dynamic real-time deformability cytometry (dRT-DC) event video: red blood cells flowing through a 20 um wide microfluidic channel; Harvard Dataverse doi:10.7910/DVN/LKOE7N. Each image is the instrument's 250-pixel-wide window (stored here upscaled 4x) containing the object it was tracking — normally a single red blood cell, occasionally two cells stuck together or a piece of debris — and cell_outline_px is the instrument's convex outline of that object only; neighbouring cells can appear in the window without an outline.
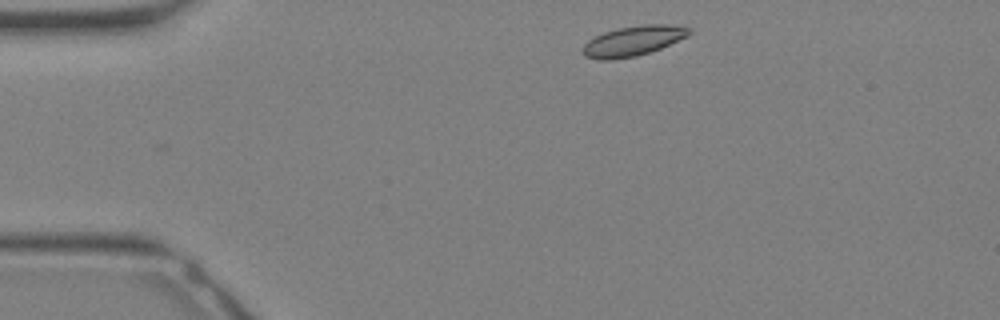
{"species": "Egyptian fruit bat (a non-hibernating species)", "species_latin": "Rousettus aegyptiacus", "temperature_condition": "warm", "stored_images_in_passage": 27, "camera_frame_rate_fps": 3000, "um_per_image_px": 0.085, "animal": {"sex": "female"}, "frame": {"image": 1, "passage_image": 1, "time_ms": 0.0, "image_size_px": [1000, 320], "cell_outline_px": [[692, 32], [688, 36], [660, 48], [636, 56], [612, 60], [600, 60], [584, 56], [580, 52], [584, 44], [588, 40], [604, 32], [620, 28], [644, 24], [668, 24], [688, 28]], "centroid_in_image_um": [53.77, 3.49], "position_along_channel_um": 31.2, "area_um2": 18.5}}
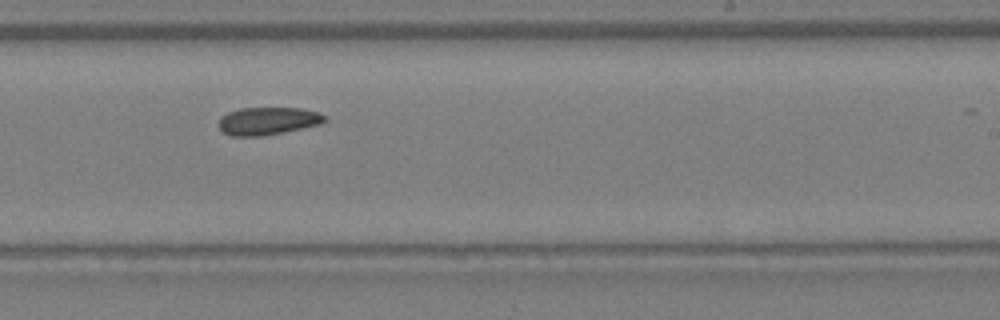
{"frame": {"image": 2, "passage_image": 15, "time_ms": 4.667, "image_size_px": [1000, 320], "cell_outline_px": [[324, 120], [320, 124], [284, 132], [260, 136], [232, 136], [224, 132], [216, 124], [220, 116], [228, 112], [240, 108], [304, 108], [320, 112], [324, 116]], "centroid_in_image_um": [22.72, 10.27], "position_along_channel_um": 266.3, "area_um2": 17.17}}
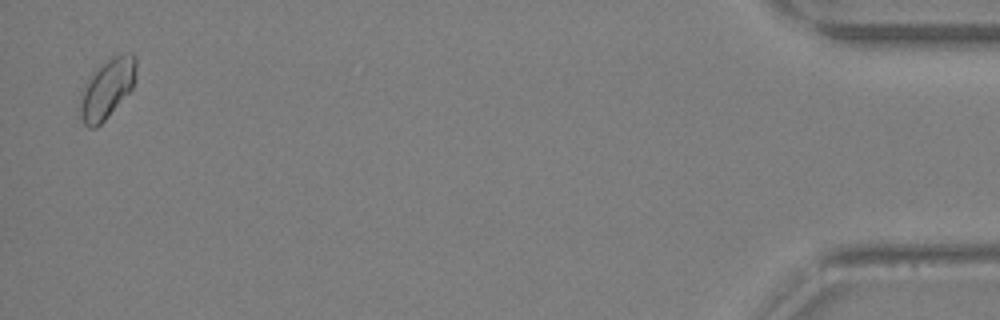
{"frame": {"image": 3, "passage_image": 27, "time_ms": 8.667, "image_size_px": [1000, 320], "cell_outline_px": [[136, 76], [132, 88], [108, 116], [96, 128], [88, 128], [84, 124], [80, 116], [80, 100], [84, 84], [88, 76], [112, 56], [132, 52], [136, 56]], "centroid_in_image_um": [9.1, 7.52], "position_along_channel_um": 426.1, "area_um2": 19.36}}